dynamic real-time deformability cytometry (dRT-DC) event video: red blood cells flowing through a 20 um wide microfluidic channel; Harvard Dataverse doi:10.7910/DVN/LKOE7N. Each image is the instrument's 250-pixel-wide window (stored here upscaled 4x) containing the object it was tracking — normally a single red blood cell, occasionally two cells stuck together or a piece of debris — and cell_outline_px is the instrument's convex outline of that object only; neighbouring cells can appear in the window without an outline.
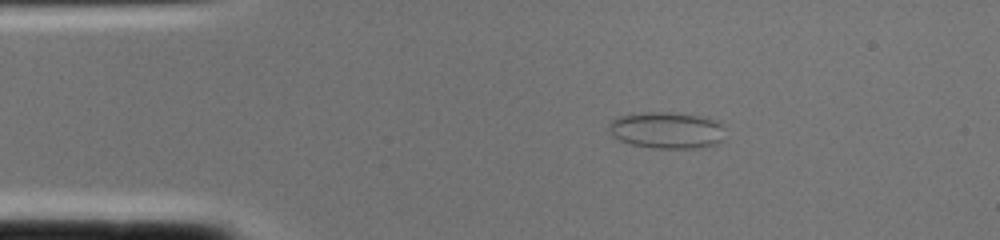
{"species": "common noctule bat (a hibernating species)", "species_latin": "Nyctalus noctula", "temperature_condition": "cold", "stored_images_in_passage": 1, "camera_frame_rate_fps": 3000, "um_per_image_px": 0.085, "animal": {"sex": "female", "body_mass_g": 22.0, "forearm_length_mm": 56.7}, "frame": {"image": 1, "passage_image": 1, "time_ms": 0.0, "image_size_px": [1000, 240], "cell_outline_px": [[724, 128], [720, 140], [716, 144], [696, 148], [652, 148], [632, 144], [620, 140], [612, 136], [608, 128], [612, 120], [620, 116], [644, 112], [668, 112], [700, 116], [716, 120]], "centroid_in_image_um": [56.65, 11.07], "position_along_channel_um": 28.3, "area_um2": 24.57}}